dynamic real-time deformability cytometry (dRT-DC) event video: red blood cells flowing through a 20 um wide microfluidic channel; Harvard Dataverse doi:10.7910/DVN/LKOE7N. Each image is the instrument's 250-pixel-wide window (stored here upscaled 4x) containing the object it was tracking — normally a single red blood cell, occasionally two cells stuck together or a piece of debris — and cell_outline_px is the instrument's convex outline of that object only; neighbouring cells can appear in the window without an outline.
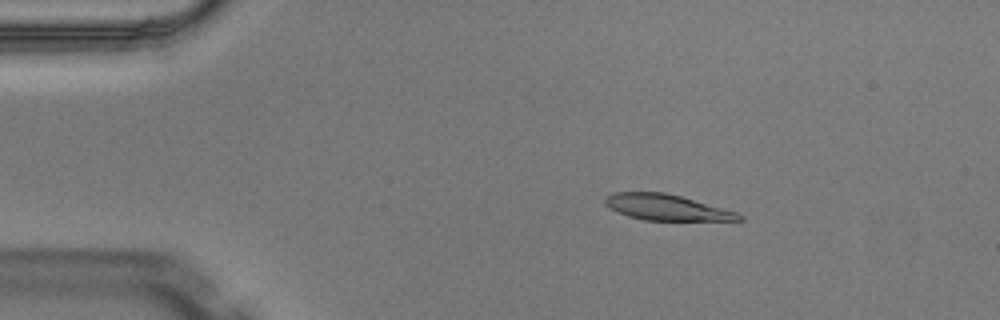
{"species": "Egyptian fruit bat (a non-hibernating species)", "species_latin": "Rousettus aegyptiacus", "temperature_condition": "warm", "stored_images_in_passage": 6, "camera_frame_rate_fps": 3000, "um_per_image_px": 0.085, "animal": {"sex": "male"}, "frame": {"image": 1, "passage_image": 3, "time_ms": 0.667, "image_size_px": [1000, 320], "cell_outline_px": [[744, 220], [644, 220], [628, 216], [604, 204], [604, 196], [612, 192], [664, 192], [680, 196], [736, 212], [744, 216]], "centroid_in_image_um": [56.62, 17.62], "position_along_channel_um": 28.4, "area_um2": 19.88}}
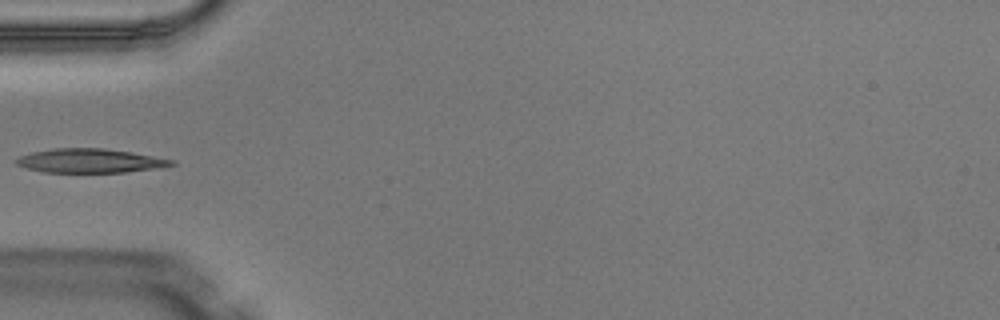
{"frame": {"image": 2, "passage_image": 5, "time_ms": 1.333, "image_size_px": [1000, 320], "cell_outline_px": [[176, 164], [164, 168], [124, 172], [44, 172], [28, 168], [16, 164], [12, 160], [20, 156], [32, 152], [56, 148], [104, 148], [132, 152], [176, 160]], "centroid_in_image_um": [7.71, 13.66], "position_along_channel_um": 77.3, "area_um2": 21.91}}